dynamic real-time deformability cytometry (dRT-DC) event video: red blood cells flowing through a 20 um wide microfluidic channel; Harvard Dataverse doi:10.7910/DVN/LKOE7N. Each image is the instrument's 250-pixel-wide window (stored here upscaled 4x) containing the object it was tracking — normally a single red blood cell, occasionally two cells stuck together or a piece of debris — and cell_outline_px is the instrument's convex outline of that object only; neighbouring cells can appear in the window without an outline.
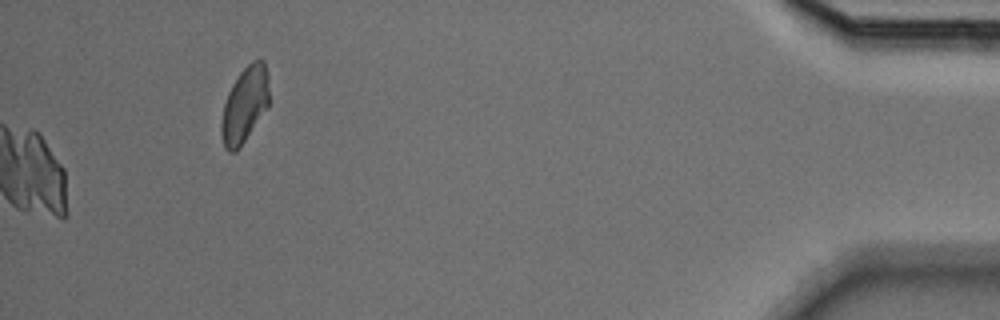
{"species": "Egyptian fruit bat (a non-hibernating species)", "species_latin": "Rousettus aegyptiacus", "temperature_condition": "cold", "stored_images_in_passage": 49, "camera_frame_rate_fps": 3000, "um_per_image_px": 0.085, "animal": {"sex": "male"}, "frame": {"image": 1, "passage_image": 49, "time_ms": 16.0, "image_size_px": [1000, 320], "cell_outline_px": [[268, 108], [240, 148], [236, 152], [228, 152], [224, 148], [220, 132], [220, 124], [224, 104], [228, 92], [232, 84], [240, 72], [252, 60], [264, 60], [268, 76]], "centroid_in_image_um": [20.78, 8.94], "position_along_channel_um": 414.4, "area_um2": 21.33}}